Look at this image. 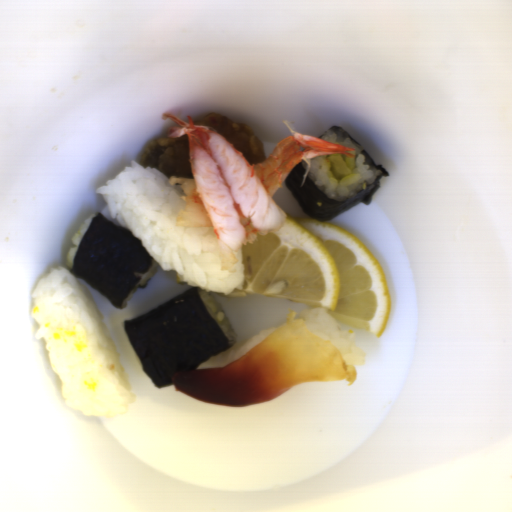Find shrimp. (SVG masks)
Returning a JSON list of instances; mask_svg holds the SVG:
<instances>
[{"label":"shrimp","instance_id":"a79e029a","mask_svg":"<svg viewBox=\"0 0 512 512\" xmlns=\"http://www.w3.org/2000/svg\"><path fill=\"white\" fill-rule=\"evenodd\" d=\"M177 126L168 128V137L188 136L191 177H170L178 186L183 209L177 212L176 225L211 227L214 233L221 272L237 273V250L254 242L259 235L277 231L286 222V213L274 195L299 164L305 168L301 187L313 158L328 154L356 156L355 148L345 147L294 130L283 138L269 157L249 162L230 142L205 125L187 121L172 113L161 115Z\"/></svg>","mask_w":512,"mask_h":512}]
</instances>
